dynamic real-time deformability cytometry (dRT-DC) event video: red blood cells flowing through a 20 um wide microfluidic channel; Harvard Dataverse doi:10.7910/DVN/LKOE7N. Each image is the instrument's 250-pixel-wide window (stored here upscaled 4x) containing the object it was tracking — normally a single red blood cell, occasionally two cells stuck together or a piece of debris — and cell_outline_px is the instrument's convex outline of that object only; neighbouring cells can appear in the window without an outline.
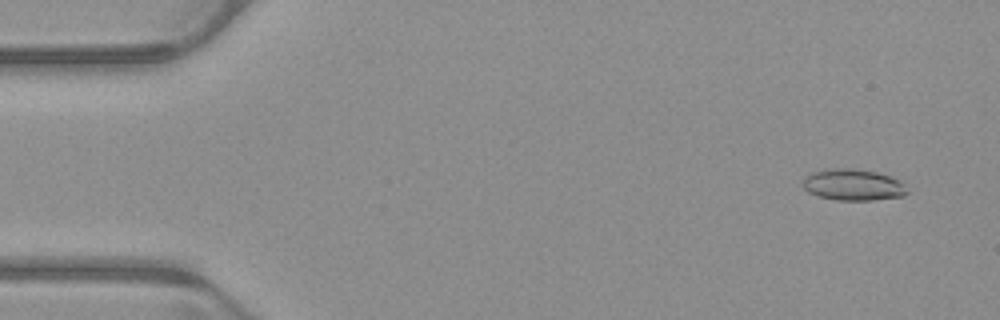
{"species": "common noctule bat (a hibernating species)", "species_latin": "Nyctalus noctula", "temperature_condition": "warm", "stored_images_in_passage": 52, "camera_frame_rate_fps": 3000, "um_per_image_px": 0.085, "animal": {"sex": "male", "body_mass_g": 23.1, "forearm_length_mm": 52.7}, "frame": {"image": 1, "passage_image": 4, "time_ms": 1.0, "image_size_px": [1000, 320], "cell_outline_px": [[908, 192], [904, 196], [872, 200], [836, 200], [820, 196], [808, 192], [804, 188], [804, 180], [812, 172], [824, 168], [856, 168], [876, 172], [900, 180], [904, 184]], "centroid_in_image_um": [72.53, 15.7], "position_along_channel_um": 12.5, "area_um2": 19.07}}
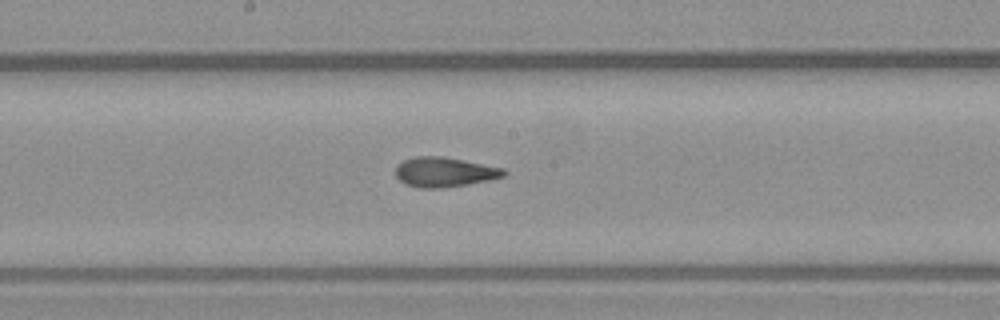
{"frame": {"image": 2, "passage_image": 28, "time_ms": 9.0, "image_size_px": [1000, 320], "cell_outline_px": [[508, 172], [504, 176], [488, 180], [468, 184], [444, 188], [420, 188], [404, 184], [396, 176], [396, 164], [404, 160], [416, 156], [444, 156], [504, 168]], "centroid_in_image_um": [37.77, 14.62], "position_along_channel_um": 210.4, "area_um2": 18.9}}
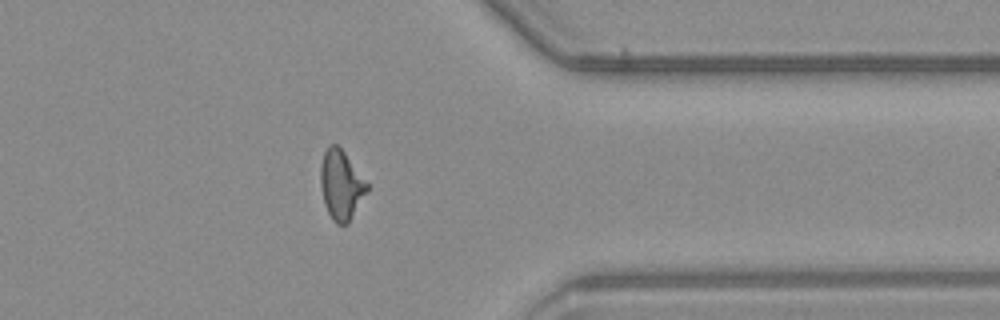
{"frame": {"image": 3, "passage_image": 42, "time_ms": 13.667, "image_size_px": [1000, 320], "cell_outline_px": [[368, 192], [348, 224], [336, 224], [332, 220], [324, 204], [320, 184], [320, 168], [324, 152], [328, 144], [336, 144], [344, 152], [368, 184]], "centroid_in_image_um": [28.99, 15.74], "position_along_channel_um": 382.4, "area_um2": 18.84}}